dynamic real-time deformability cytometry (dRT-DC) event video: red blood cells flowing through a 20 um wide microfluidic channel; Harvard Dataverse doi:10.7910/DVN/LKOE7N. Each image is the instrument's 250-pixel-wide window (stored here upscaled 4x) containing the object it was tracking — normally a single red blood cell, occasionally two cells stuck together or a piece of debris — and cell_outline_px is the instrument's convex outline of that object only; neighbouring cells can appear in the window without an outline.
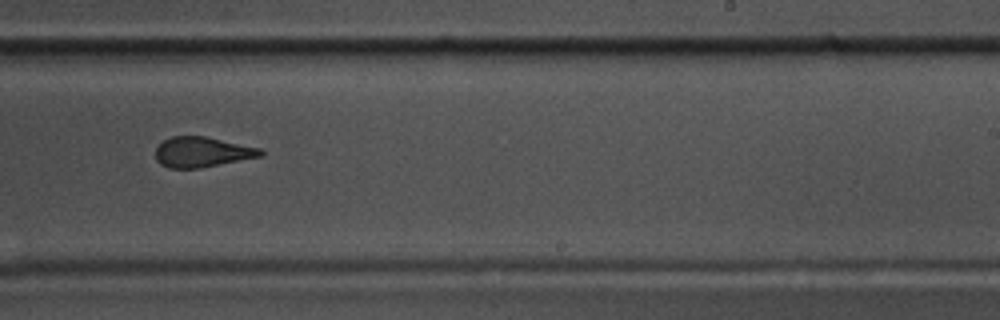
{"species": "common noctule bat (a hibernating species)", "species_latin": "Nyctalus noctula", "temperature_condition": "warm", "stored_images_in_passage": 39, "camera_frame_rate_fps": 3000, "um_per_image_px": 0.085, "animal": {"sex": "male", "body_mass_g": 17.5, "forearm_length_mm": 52.3}, "frame": {"image": 1, "passage_image": 23, "time_ms": 7.333, "image_size_px": [1000, 320], "cell_outline_px": [[264, 156], [200, 168], [168, 168], [160, 164], [156, 160], [156, 148], [164, 140], [172, 136], [204, 136], [260, 148], [264, 152]], "centroid_in_image_um": [17.18, 12.93], "position_along_channel_um": 271.8, "area_um2": 18.5}}
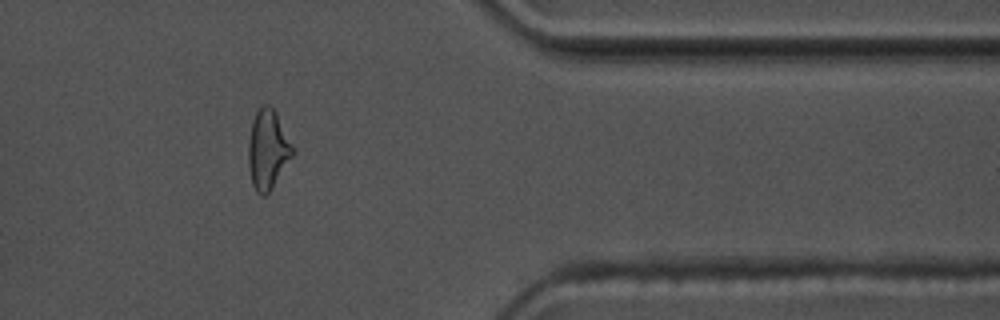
{"frame": {"image": 2, "passage_image": 34, "time_ms": 11.0, "image_size_px": [1000, 320], "cell_outline_px": [[296, 152], [268, 192], [264, 196], [260, 196], [256, 192], [252, 184], [248, 164], [248, 144], [252, 120], [256, 112], [264, 104], [268, 104], [276, 112]], "centroid_in_image_um": [22.76, 12.71], "position_along_channel_um": 388.6, "area_um2": 20.4}}